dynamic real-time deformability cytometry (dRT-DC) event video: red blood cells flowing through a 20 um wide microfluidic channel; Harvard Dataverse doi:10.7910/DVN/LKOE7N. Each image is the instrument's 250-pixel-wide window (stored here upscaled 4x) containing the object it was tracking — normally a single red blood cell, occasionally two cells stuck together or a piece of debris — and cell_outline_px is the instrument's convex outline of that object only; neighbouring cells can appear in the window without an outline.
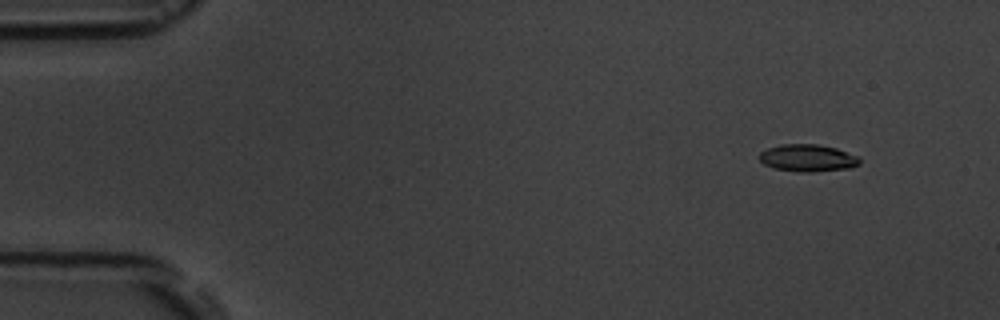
{"species": "common noctule bat (a hibernating species)", "species_latin": "Nyctalus noctula", "temperature_condition": "room temperature", "stored_images_in_passage": 7, "camera_frame_rate_fps": 3000, "um_per_image_px": 0.085, "animal": {"sex": "male", "body_mass_g": 19.5, "forearm_length_mm": 54.6}, "frame": {"image": 1, "passage_image": 1, "time_ms": 0.0, "image_size_px": [1000, 320], "cell_outline_px": [[860, 164], [848, 168], [812, 172], [800, 172], [772, 168], [764, 164], [760, 160], [760, 152], [768, 148], [780, 144], [816, 144], [836, 148], [856, 156], [860, 160]], "centroid_in_image_um": [68.62, 13.43], "position_along_channel_um": 16.4, "area_um2": 15.78}}
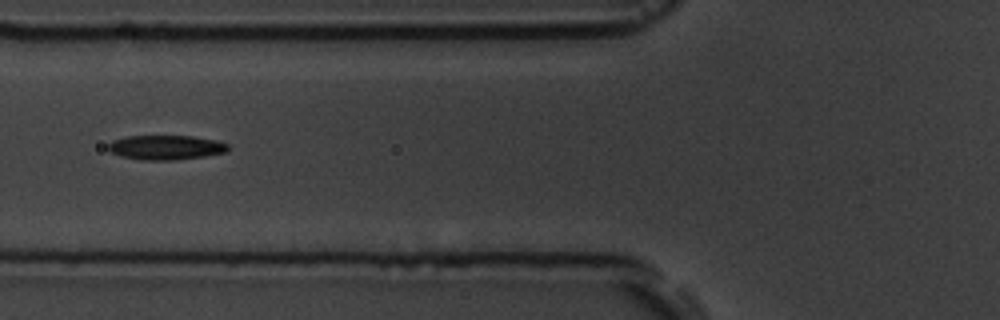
{"frame": {"image": 2, "passage_image": 5, "time_ms": 5.333, "image_size_px": [1000, 320], "cell_outline_px": [[228, 148], [224, 152], [204, 156], [172, 160], [140, 160], [120, 156], [112, 152], [108, 148], [108, 144], [112, 140], [128, 136], [192, 136], [216, 140], [228, 144]], "centroid_in_image_um": [14.07, 12.53], "position_along_channel_um": 111.7, "area_um2": 16.99}}
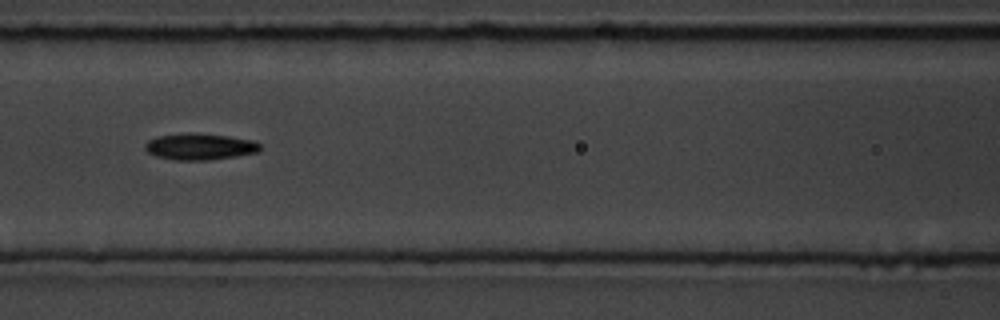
{"frame": {"image": 3, "passage_image": 6, "time_ms": 6.333, "image_size_px": [1000, 320], "cell_outline_px": [[260, 148], [256, 152], [236, 156], [208, 160], [172, 160], [156, 156], [148, 152], [144, 148], [144, 144], [148, 140], [156, 136], [188, 132], [192, 132], [228, 136], [252, 140], [260, 144]], "centroid_in_image_um": [16.92, 12.45], "position_along_channel_um": 149.7, "area_um2": 17.8}}